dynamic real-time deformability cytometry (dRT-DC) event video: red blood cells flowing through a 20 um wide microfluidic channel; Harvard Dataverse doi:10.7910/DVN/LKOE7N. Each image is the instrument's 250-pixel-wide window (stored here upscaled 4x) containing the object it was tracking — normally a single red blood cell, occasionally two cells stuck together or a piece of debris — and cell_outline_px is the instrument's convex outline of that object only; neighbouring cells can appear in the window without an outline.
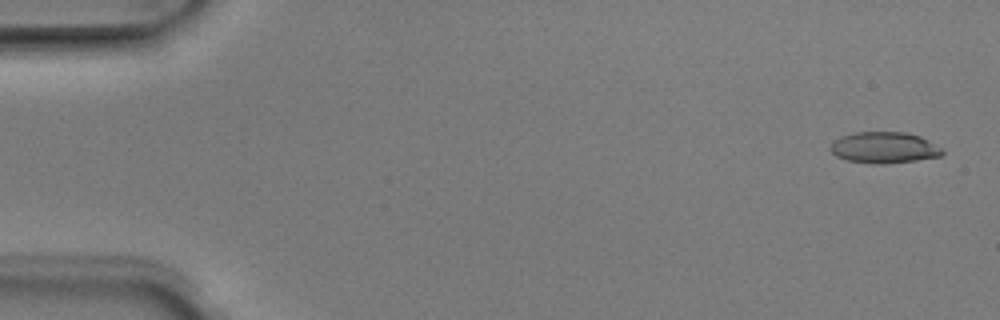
{"species": "Egyptian fruit bat (a non-hibernating species)", "species_latin": "Rousettus aegyptiacus", "temperature_condition": "room temperature", "stored_images_in_passage": 4, "camera_frame_rate_fps": 3000, "um_per_image_px": 0.085, "animal": {"sex": "male"}, "frame": {"image": 1, "passage_image": 1, "time_ms": 0.0, "image_size_px": [1000, 320], "cell_outline_px": [[944, 152], [940, 156], [916, 160], [884, 164], [876, 164], [848, 160], [836, 156], [828, 148], [840, 136], [856, 132], [904, 132], [920, 136], [940, 148]], "centroid_in_image_um": [75.12, 12.54], "position_along_channel_um": 9.9, "area_um2": 20.11}}
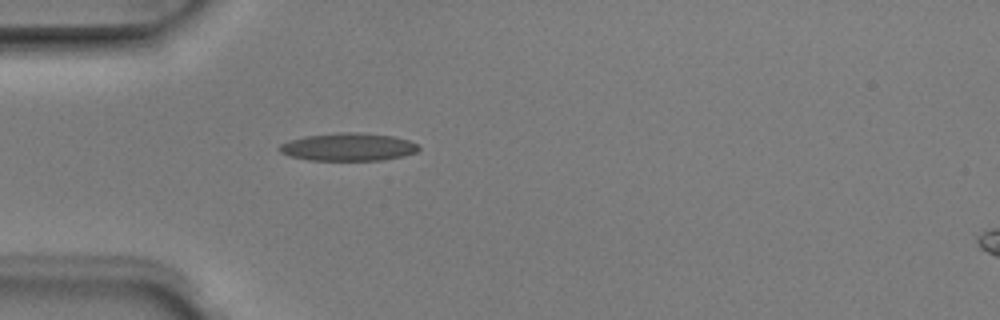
{"frame": {"image": 2, "passage_image": 4, "time_ms": 1.0, "image_size_px": [1000, 320], "cell_outline_px": [[420, 148], [416, 152], [404, 156], [384, 160], [308, 160], [288, 156], [280, 152], [276, 148], [280, 144], [288, 140], [304, 136], [340, 132], [356, 132], [392, 136], [408, 140], [416, 144]], "centroid_in_image_um": [29.55, 12.49], "position_along_channel_um": 55.5, "area_um2": 22.72}}